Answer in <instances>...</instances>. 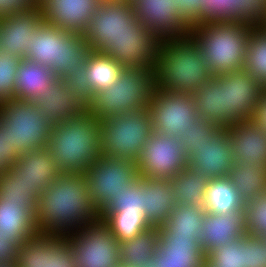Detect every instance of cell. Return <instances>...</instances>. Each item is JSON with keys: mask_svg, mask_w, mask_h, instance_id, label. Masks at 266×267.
Returning a JSON list of instances; mask_svg holds the SVG:
<instances>
[{"mask_svg": "<svg viewBox=\"0 0 266 267\" xmlns=\"http://www.w3.org/2000/svg\"><path fill=\"white\" fill-rule=\"evenodd\" d=\"M43 116L53 124L81 114L87 107L70 91L66 83L57 78L39 98L32 100Z\"/></svg>", "mask_w": 266, "mask_h": 267, "instance_id": "d4e9b609", "label": "cell"}, {"mask_svg": "<svg viewBox=\"0 0 266 267\" xmlns=\"http://www.w3.org/2000/svg\"><path fill=\"white\" fill-rule=\"evenodd\" d=\"M90 51L84 35L42 22L33 35L25 59L48 66L61 78L74 64H81Z\"/></svg>", "mask_w": 266, "mask_h": 267, "instance_id": "8992f818", "label": "cell"}, {"mask_svg": "<svg viewBox=\"0 0 266 267\" xmlns=\"http://www.w3.org/2000/svg\"><path fill=\"white\" fill-rule=\"evenodd\" d=\"M101 151L105 157L137 161L153 132L147 108L99 120Z\"/></svg>", "mask_w": 266, "mask_h": 267, "instance_id": "52a82bcc", "label": "cell"}, {"mask_svg": "<svg viewBox=\"0 0 266 267\" xmlns=\"http://www.w3.org/2000/svg\"><path fill=\"white\" fill-rule=\"evenodd\" d=\"M244 267H266V239L244 235Z\"/></svg>", "mask_w": 266, "mask_h": 267, "instance_id": "bcb514c9", "label": "cell"}, {"mask_svg": "<svg viewBox=\"0 0 266 267\" xmlns=\"http://www.w3.org/2000/svg\"><path fill=\"white\" fill-rule=\"evenodd\" d=\"M111 1H125V2H131L132 0H111Z\"/></svg>", "mask_w": 266, "mask_h": 267, "instance_id": "11a10c76", "label": "cell"}, {"mask_svg": "<svg viewBox=\"0 0 266 267\" xmlns=\"http://www.w3.org/2000/svg\"><path fill=\"white\" fill-rule=\"evenodd\" d=\"M244 235H246L244 210L226 214L206 213L201 225L199 243L206 255Z\"/></svg>", "mask_w": 266, "mask_h": 267, "instance_id": "603a6c76", "label": "cell"}, {"mask_svg": "<svg viewBox=\"0 0 266 267\" xmlns=\"http://www.w3.org/2000/svg\"><path fill=\"white\" fill-rule=\"evenodd\" d=\"M205 260L198 239L159 238L156 254L146 261V267H203Z\"/></svg>", "mask_w": 266, "mask_h": 267, "instance_id": "7402d4cb", "label": "cell"}, {"mask_svg": "<svg viewBox=\"0 0 266 267\" xmlns=\"http://www.w3.org/2000/svg\"><path fill=\"white\" fill-rule=\"evenodd\" d=\"M136 163L140 177L170 180L188 167V156L178 138L153 131Z\"/></svg>", "mask_w": 266, "mask_h": 267, "instance_id": "4fadbf2b", "label": "cell"}, {"mask_svg": "<svg viewBox=\"0 0 266 267\" xmlns=\"http://www.w3.org/2000/svg\"><path fill=\"white\" fill-rule=\"evenodd\" d=\"M204 210L206 213L214 214L244 210V203L228 177L209 179L205 191Z\"/></svg>", "mask_w": 266, "mask_h": 267, "instance_id": "1f68e13d", "label": "cell"}, {"mask_svg": "<svg viewBox=\"0 0 266 267\" xmlns=\"http://www.w3.org/2000/svg\"><path fill=\"white\" fill-rule=\"evenodd\" d=\"M153 71L125 67L116 82L94 94L87 110L101 120L148 108L154 90Z\"/></svg>", "mask_w": 266, "mask_h": 267, "instance_id": "5b68a950", "label": "cell"}, {"mask_svg": "<svg viewBox=\"0 0 266 267\" xmlns=\"http://www.w3.org/2000/svg\"><path fill=\"white\" fill-rule=\"evenodd\" d=\"M76 267H119L120 242L108 225L98 219L85 224L79 232L69 235Z\"/></svg>", "mask_w": 266, "mask_h": 267, "instance_id": "30bf717a", "label": "cell"}, {"mask_svg": "<svg viewBox=\"0 0 266 267\" xmlns=\"http://www.w3.org/2000/svg\"><path fill=\"white\" fill-rule=\"evenodd\" d=\"M136 18L160 40L183 38L191 27L180 17L174 0H132Z\"/></svg>", "mask_w": 266, "mask_h": 267, "instance_id": "2e32d148", "label": "cell"}, {"mask_svg": "<svg viewBox=\"0 0 266 267\" xmlns=\"http://www.w3.org/2000/svg\"><path fill=\"white\" fill-rule=\"evenodd\" d=\"M85 175L91 200L100 214L140 178L136 161L105 156L89 166Z\"/></svg>", "mask_w": 266, "mask_h": 267, "instance_id": "9c48e42d", "label": "cell"}, {"mask_svg": "<svg viewBox=\"0 0 266 267\" xmlns=\"http://www.w3.org/2000/svg\"><path fill=\"white\" fill-rule=\"evenodd\" d=\"M0 232L20 247L38 234L36 208L31 203H13L0 197Z\"/></svg>", "mask_w": 266, "mask_h": 267, "instance_id": "484cf974", "label": "cell"}, {"mask_svg": "<svg viewBox=\"0 0 266 267\" xmlns=\"http://www.w3.org/2000/svg\"><path fill=\"white\" fill-rule=\"evenodd\" d=\"M143 177H140L127 191L117 195L103 212L144 213Z\"/></svg>", "mask_w": 266, "mask_h": 267, "instance_id": "ee69618b", "label": "cell"}, {"mask_svg": "<svg viewBox=\"0 0 266 267\" xmlns=\"http://www.w3.org/2000/svg\"><path fill=\"white\" fill-rule=\"evenodd\" d=\"M72 94L86 107L92 102L94 94L86 76V59L81 64H74L61 78Z\"/></svg>", "mask_w": 266, "mask_h": 267, "instance_id": "7bdbcfd3", "label": "cell"}, {"mask_svg": "<svg viewBox=\"0 0 266 267\" xmlns=\"http://www.w3.org/2000/svg\"><path fill=\"white\" fill-rule=\"evenodd\" d=\"M160 41L139 21L128 33L113 35L98 52L127 68L154 70Z\"/></svg>", "mask_w": 266, "mask_h": 267, "instance_id": "8fae6325", "label": "cell"}, {"mask_svg": "<svg viewBox=\"0 0 266 267\" xmlns=\"http://www.w3.org/2000/svg\"><path fill=\"white\" fill-rule=\"evenodd\" d=\"M7 237L0 232V266L16 267L20 247Z\"/></svg>", "mask_w": 266, "mask_h": 267, "instance_id": "f907efd6", "label": "cell"}, {"mask_svg": "<svg viewBox=\"0 0 266 267\" xmlns=\"http://www.w3.org/2000/svg\"><path fill=\"white\" fill-rule=\"evenodd\" d=\"M225 85L226 110L237 121L252 119L266 88L244 70L218 74Z\"/></svg>", "mask_w": 266, "mask_h": 267, "instance_id": "e0dca14e", "label": "cell"}, {"mask_svg": "<svg viewBox=\"0 0 266 267\" xmlns=\"http://www.w3.org/2000/svg\"><path fill=\"white\" fill-rule=\"evenodd\" d=\"M0 125L9 132L17 153L47 147L54 124L32 101L10 99L0 104Z\"/></svg>", "mask_w": 266, "mask_h": 267, "instance_id": "ba28073f", "label": "cell"}, {"mask_svg": "<svg viewBox=\"0 0 266 267\" xmlns=\"http://www.w3.org/2000/svg\"><path fill=\"white\" fill-rule=\"evenodd\" d=\"M175 206L173 184L170 180L143 177L142 210L152 227L164 224Z\"/></svg>", "mask_w": 266, "mask_h": 267, "instance_id": "83f0119b", "label": "cell"}, {"mask_svg": "<svg viewBox=\"0 0 266 267\" xmlns=\"http://www.w3.org/2000/svg\"><path fill=\"white\" fill-rule=\"evenodd\" d=\"M180 17L190 26L201 23V2L199 0H174Z\"/></svg>", "mask_w": 266, "mask_h": 267, "instance_id": "681fc988", "label": "cell"}, {"mask_svg": "<svg viewBox=\"0 0 266 267\" xmlns=\"http://www.w3.org/2000/svg\"><path fill=\"white\" fill-rule=\"evenodd\" d=\"M101 0H36L43 22L84 35Z\"/></svg>", "mask_w": 266, "mask_h": 267, "instance_id": "ac0fdd59", "label": "cell"}, {"mask_svg": "<svg viewBox=\"0 0 266 267\" xmlns=\"http://www.w3.org/2000/svg\"><path fill=\"white\" fill-rule=\"evenodd\" d=\"M10 169L38 195L62 174L46 147L25 152Z\"/></svg>", "mask_w": 266, "mask_h": 267, "instance_id": "cb8c5ba5", "label": "cell"}, {"mask_svg": "<svg viewBox=\"0 0 266 267\" xmlns=\"http://www.w3.org/2000/svg\"><path fill=\"white\" fill-rule=\"evenodd\" d=\"M119 267H123V266L120 265ZM139 267H146V262L141 263Z\"/></svg>", "mask_w": 266, "mask_h": 267, "instance_id": "db71d44e", "label": "cell"}, {"mask_svg": "<svg viewBox=\"0 0 266 267\" xmlns=\"http://www.w3.org/2000/svg\"><path fill=\"white\" fill-rule=\"evenodd\" d=\"M100 219L85 174L62 173L39 195L36 208L38 234L69 236Z\"/></svg>", "mask_w": 266, "mask_h": 267, "instance_id": "6da1fadb", "label": "cell"}, {"mask_svg": "<svg viewBox=\"0 0 266 267\" xmlns=\"http://www.w3.org/2000/svg\"><path fill=\"white\" fill-rule=\"evenodd\" d=\"M100 219L108 225L111 233L120 243L127 239H133L136 235L152 227L144 213L102 212Z\"/></svg>", "mask_w": 266, "mask_h": 267, "instance_id": "8d00e7d4", "label": "cell"}, {"mask_svg": "<svg viewBox=\"0 0 266 267\" xmlns=\"http://www.w3.org/2000/svg\"><path fill=\"white\" fill-rule=\"evenodd\" d=\"M57 76L48 66L22 59L14 82L15 99L32 101L47 91Z\"/></svg>", "mask_w": 266, "mask_h": 267, "instance_id": "f1b7e54d", "label": "cell"}, {"mask_svg": "<svg viewBox=\"0 0 266 267\" xmlns=\"http://www.w3.org/2000/svg\"><path fill=\"white\" fill-rule=\"evenodd\" d=\"M206 212L200 206L176 205L167 221L159 227V238L200 237Z\"/></svg>", "mask_w": 266, "mask_h": 267, "instance_id": "f546056e", "label": "cell"}, {"mask_svg": "<svg viewBox=\"0 0 266 267\" xmlns=\"http://www.w3.org/2000/svg\"><path fill=\"white\" fill-rule=\"evenodd\" d=\"M201 23L238 21L241 22V0H199Z\"/></svg>", "mask_w": 266, "mask_h": 267, "instance_id": "f35d334b", "label": "cell"}, {"mask_svg": "<svg viewBox=\"0 0 266 267\" xmlns=\"http://www.w3.org/2000/svg\"><path fill=\"white\" fill-rule=\"evenodd\" d=\"M243 69L266 88V28L262 25L250 31Z\"/></svg>", "mask_w": 266, "mask_h": 267, "instance_id": "d590c367", "label": "cell"}, {"mask_svg": "<svg viewBox=\"0 0 266 267\" xmlns=\"http://www.w3.org/2000/svg\"><path fill=\"white\" fill-rule=\"evenodd\" d=\"M21 60L0 50V104L15 99L14 82Z\"/></svg>", "mask_w": 266, "mask_h": 267, "instance_id": "f6af8a7d", "label": "cell"}, {"mask_svg": "<svg viewBox=\"0 0 266 267\" xmlns=\"http://www.w3.org/2000/svg\"><path fill=\"white\" fill-rule=\"evenodd\" d=\"M253 26L238 21L200 23L191 27L189 35L216 76L243 69Z\"/></svg>", "mask_w": 266, "mask_h": 267, "instance_id": "277c9868", "label": "cell"}, {"mask_svg": "<svg viewBox=\"0 0 266 267\" xmlns=\"http://www.w3.org/2000/svg\"><path fill=\"white\" fill-rule=\"evenodd\" d=\"M43 22L41 8L0 17V50L24 59L35 31Z\"/></svg>", "mask_w": 266, "mask_h": 267, "instance_id": "ffe728a7", "label": "cell"}, {"mask_svg": "<svg viewBox=\"0 0 266 267\" xmlns=\"http://www.w3.org/2000/svg\"><path fill=\"white\" fill-rule=\"evenodd\" d=\"M16 267H76L69 236L37 234L19 249Z\"/></svg>", "mask_w": 266, "mask_h": 267, "instance_id": "9a60e30c", "label": "cell"}, {"mask_svg": "<svg viewBox=\"0 0 266 267\" xmlns=\"http://www.w3.org/2000/svg\"><path fill=\"white\" fill-rule=\"evenodd\" d=\"M228 178L243 203L266 193V163L264 162H256L254 167L235 163Z\"/></svg>", "mask_w": 266, "mask_h": 267, "instance_id": "4dcf8cb0", "label": "cell"}, {"mask_svg": "<svg viewBox=\"0 0 266 267\" xmlns=\"http://www.w3.org/2000/svg\"><path fill=\"white\" fill-rule=\"evenodd\" d=\"M252 119L266 131V90L262 94Z\"/></svg>", "mask_w": 266, "mask_h": 267, "instance_id": "f5cc1de1", "label": "cell"}, {"mask_svg": "<svg viewBox=\"0 0 266 267\" xmlns=\"http://www.w3.org/2000/svg\"><path fill=\"white\" fill-rule=\"evenodd\" d=\"M176 205L200 206L204 208L205 191L209 179L201 172L187 167L170 179Z\"/></svg>", "mask_w": 266, "mask_h": 267, "instance_id": "d6a6232c", "label": "cell"}, {"mask_svg": "<svg viewBox=\"0 0 266 267\" xmlns=\"http://www.w3.org/2000/svg\"><path fill=\"white\" fill-rule=\"evenodd\" d=\"M228 137L234 164L254 167L256 162L266 163V131L253 119L229 126Z\"/></svg>", "mask_w": 266, "mask_h": 267, "instance_id": "44dd1931", "label": "cell"}, {"mask_svg": "<svg viewBox=\"0 0 266 267\" xmlns=\"http://www.w3.org/2000/svg\"><path fill=\"white\" fill-rule=\"evenodd\" d=\"M46 148L62 173L85 174L103 156L99 120L86 109L54 124Z\"/></svg>", "mask_w": 266, "mask_h": 267, "instance_id": "7a4b0ae2", "label": "cell"}, {"mask_svg": "<svg viewBox=\"0 0 266 267\" xmlns=\"http://www.w3.org/2000/svg\"><path fill=\"white\" fill-rule=\"evenodd\" d=\"M153 131L178 138L199 116L193 96L185 92L154 89L148 104Z\"/></svg>", "mask_w": 266, "mask_h": 267, "instance_id": "7c38bea8", "label": "cell"}, {"mask_svg": "<svg viewBox=\"0 0 266 267\" xmlns=\"http://www.w3.org/2000/svg\"><path fill=\"white\" fill-rule=\"evenodd\" d=\"M266 22V0H241V23L261 26Z\"/></svg>", "mask_w": 266, "mask_h": 267, "instance_id": "7dc6e473", "label": "cell"}, {"mask_svg": "<svg viewBox=\"0 0 266 267\" xmlns=\"http://www.w3.org/2000/svg\"><path fill=\"white\" fill-rule=\"evenodd\" d=\"M19 158L17 145L11 143L9 132L0 125V169H9Z\"/></svg>", "mask_w": 266, "mask_h": 267, "instance_id": "c3c4849f", "label": "cell"}, {"mask_svg": "<svg viewBox=\"0 0 266 267\" xmlns=\"http://www.w3.org/2000/svg\"><path fill=\"white\" fill-rule=\"evenodd\" d=\"M0 197L13 203H31L38 206L39 195L10 168L0 174Z\"/></svg>", "mask_w": 266, "mask_h": 267, "instance_id": "74e56055", "label": "cell"}, {"mask_svg": "<svg viewBox=\"0 0 266 267\" xmlns=\"http://www.w3.org/2000/svg\"><path fill=\"white\" fill-rule=\"evenodd\" d=\"M36 6V0H0V17L29 11Z\"/></svg>", "mask_w": 266, "mask_h": 267, "instance_id": "816d5d0a", "label": "cell"}, {"mask_svg": "<svg viewBox=\"0 0 266 267\" xmlns=\"http://www.w3.org/2000/svg\"><path fill=\"white\" fill-rule=\"evenodd\" d=\"M233 165L228 127H221L210 142L199 146L188 157V167L201 172L207 179L228 177Z\"/></svg>", "mask_w": 266, "mask_h": 267, "instance_id": "d6986e66", "label": "cell"}, {"mask_svg": "<svg viewBox=\"0 0 266 267\" xmlns=\"http://www.w3.org/2000/svg\"><path fill=\"white\" fill-rule=\"evenodd\" d=\"M203 267H244V236L206 254Z\"/></svg>", "mask_w": 266, "mask_h": 267, "instance_id": "ab89813d", "label": "cell"}, {"mask_svg": "<svg viewBox=\"0 0 266 267\" xmlns=\"http://www.w3.org/2000/svg\"><path fill=\"white\" fill-rule=\"evenodd\" d=\"M220 128V126H216L199 117L190 126H188L184 134H181L178 137L181 141L183 151L189 157L199 146H202L206 142H210L212 136Z\"/></svg>", "mask_w": 266, "mask_h": 267, "instance_id": "60d3db41", "label": "cell"}, {"mask_svg": "<svg viewBox=\"0 0 266 267\" xmlns=\"http://www.w3.org/2000/svg\"><path fill=\"white\" fill-rule=\"evenodd\" d=\"M192 96L200 118L220 127L237 123L229 110H226L225 85L216 76L192 93Z\"/></svg>", "mask_w": 266, "mask_h": 267, "instance_id": "4316f807", "label": "cell"}, {"mask_svg": "<svg viewBox=\"0 0 266 267\" xmlns=\"http://www.w3.org/2000/svg\"><path fill=\"white\" fill-rule=\"evenodd\" d=\"M153 74L154 89L190 94L213 77L190 35L160 41Z\"/></svg>", "mask_w": 266, "mask_h": 267, "instance_id": "3957f363", "label": "cell"}, {"mask_svg": "<svg viewBox=\"0 0 266 267\" xmlns=\"http://www.w3.org/2000/svg\"><path fill=\"white\" fill-rule=\"evenodd\" d=\"M138 22L131 2L101 0L84 38L90 50L98 52L113 35L128 33Z\"/></svg>", "mask_w": 266, "mask_h": 267, "instance_id": "5bb4252c", "label": "cell"}, {"mask_svg": "<svg viewBox=\"0 0 266 267\" xmlns=\"http://www.w3.org/2000/svg\"><path fill=\"white\" fill-rule=\"evenodd\" d=\"M246 234L266 239V193L244 203Z\"/></svg>", "mask_w": 266, "mask_h": 267, "instance_id": "b9f144b4", "label": "cell"}, {"mask_svg": "<svg viewBox=\"0 0 266 267\" xmlns=\"http://www.w3.org/2000/svg\"><path fill=\"white\" fill-rule=\"evenodd\" d=\"M158 239L159 227H150L133 239L121 242V265L123 267H139L141 263L156 254Z\"/></svg>", "mask_w": 266, "mask_h": 267, "instance_id": "836d02e7", "label": "cell"}, {"mask_svg": "<svg viewBox=\"0 0 266 267\" xmlns=\"http://www.w3.org/2000/svg\"><path fill=\"white\" fill-rule=\"evenodd\" d=\"M124 68L111 57L90 51L86 58V76L93 94L116 82Z\"/></svg>", "mask_w": 266, "mask_h": 267, "instance_id": "e575fe53", "label": "cell"}]
</instances>
